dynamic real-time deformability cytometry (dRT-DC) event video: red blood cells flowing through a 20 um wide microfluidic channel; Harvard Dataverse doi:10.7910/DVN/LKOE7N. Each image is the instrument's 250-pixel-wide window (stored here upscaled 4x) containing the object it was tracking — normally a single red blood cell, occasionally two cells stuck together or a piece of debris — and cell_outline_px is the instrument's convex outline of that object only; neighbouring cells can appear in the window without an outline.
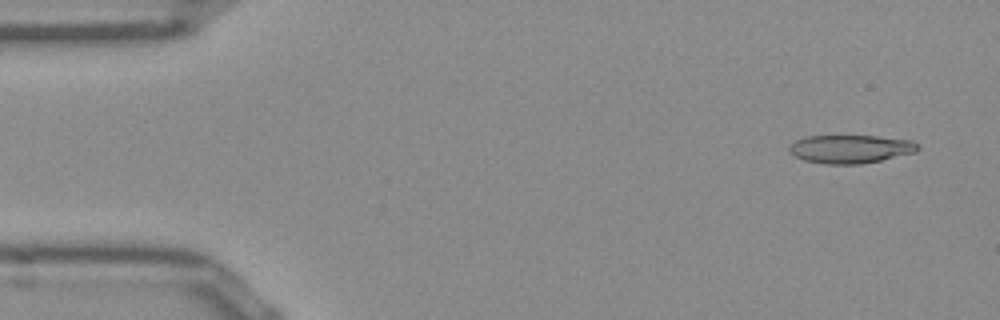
{"species": "Egyptian fruit bat (a non-hibernating species)", "species_latin": "Rousettus aegyptiacus", "temperature_condition": "room temperature", "stored_images_in_passage": 51, "camera_frame_rate_fps": 3000, "um_per_image_px": 0.085, "frame": {"image": 1, "passage_image": 3, "time_ms": 0.667, "image_size_px": [1000, 320], "cell_outline_px": [[920, 148], [916, 152], [880, 160], [860, 164], [824, 164], [804, 160], [796, 156], [788, 148], [788, 144], [804, 136], [876, 136], [912, 140]], "centroid_in_image_um": [72.27, 12.66], "position_along_channel_um": 12.7, "area_um2": 21.15}}
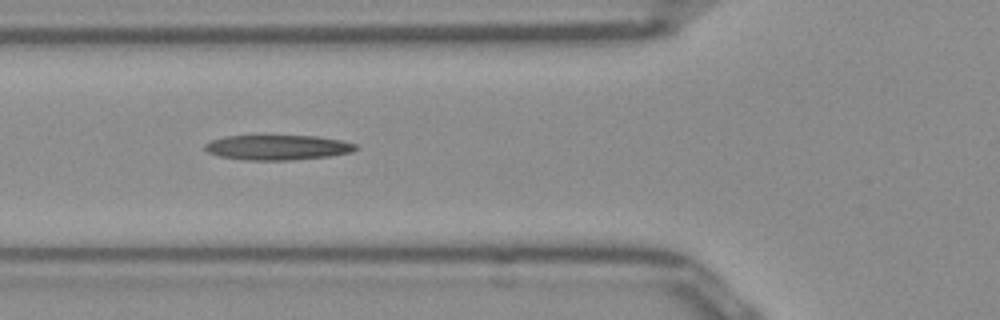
{"frame": {"image": 2, "passage_image": 18, "time_ms": 5.667, "image_size_px": [1000, 320], "cell_outline_px": [[360, 148], [352, 152], [328, 156], [292, 160], [244, 160], [220, 156], [208, 152], [204, 148], [204, 144], [212, 140], [224, 136], [316, 136], [340, 140], [356, 144]], "centroid_in_image_um": [23.6, 12.53], "position_along_channel_um": 102.2, "area_um2": 21.91}}
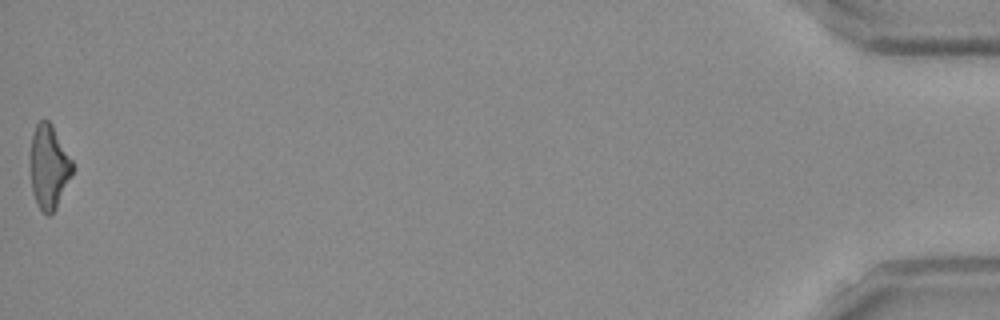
{"frame": {"image": 3, "passage_image": 51, "time_ms": 16.667, "image_size_px": [1000, 320], "cell_outline_px": [[72, 176], [56, 208], [48, 216], [40, 208], [32, 192], [32, 136], [36, 124], [40, 120], [48, 120], [52, 124], [72, 160]], "centroid_in_image_um": [4.19, 14.17], "position_along_channel_um": 431.0, "area_um2": 20.0}, "authors_computed_cell_mechanics": {"area_um2": 21.7328, "velocity_mm_per_s": 3.9368, "shape_relaxation_time_tau1_ms": null, "shape_relaxation_time_tau2_ms": 5.0822, "deformation_change_tau1": null, "deformation_change_tau2": 0.1873}}